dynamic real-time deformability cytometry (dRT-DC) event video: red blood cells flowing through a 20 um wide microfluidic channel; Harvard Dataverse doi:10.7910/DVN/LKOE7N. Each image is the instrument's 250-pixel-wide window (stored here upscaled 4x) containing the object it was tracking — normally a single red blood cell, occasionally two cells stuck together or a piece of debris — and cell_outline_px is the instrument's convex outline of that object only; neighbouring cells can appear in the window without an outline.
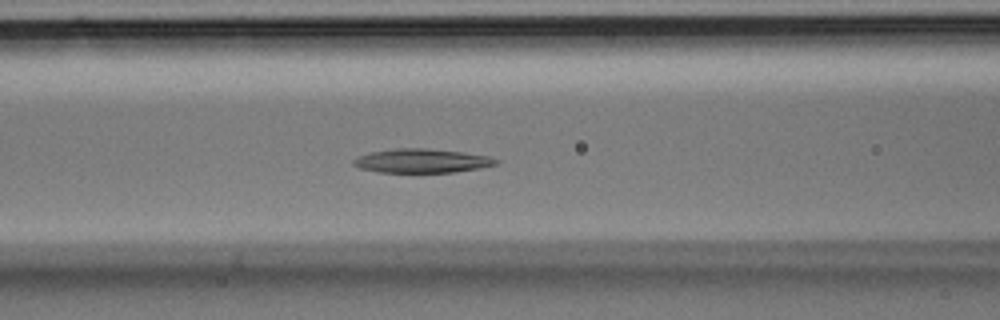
{"species": "Egyptian fruit bat (a non-hibernating species)", "species_latin": "Rousettus aegyptiacus", "temperature_condition": "room temperature", "stored_images_in_passage": 37, "segment_of_instrument_passage": [1, 2], "camera_frame_rate_fps": 3000, "um_per_image_px": 0.085, "animal": {"sex": "male"}, "frame": {"image": 1, "passage_image": 14, "time_ms": 4.333, "image_size_px": [1000, 320], "cell_outline_px": [[500, 164], [480, 168], [456, 172], [380, 172], [360, 168], [352, 164], [352, 160], [360, 156], [372, 152], [396, 148], [428, 148], [464, 152], [492, 156], [500, 160]], "centroid_in_image_um": [35.95, 13.66], "position_along_channel_um": 130.7, "area_um2": 20.06}}
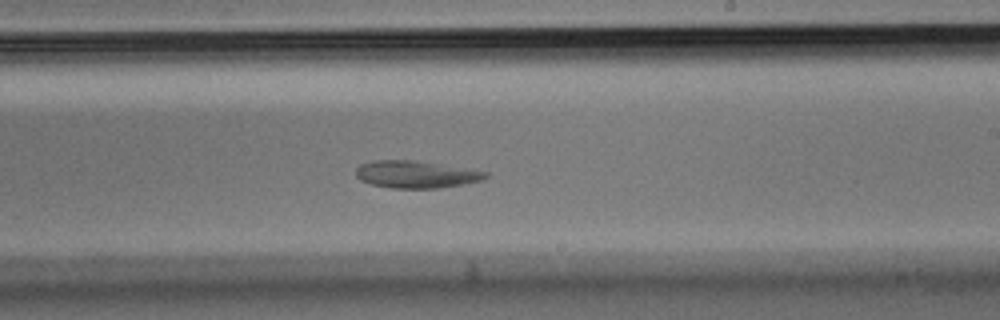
{"frame": {"image": 2, "passage_image": 21, "time_ms": 6.667, "image_size_px": [1000, 320], "cell_outline_px": [[488, 176], [480, 180], [460, 184], [436, 188], [392, 188], [372, 184], [360, 180], [356, 176], [356, 168], [360, 164], [372, 160], [416, 160], [488, 172]], "centroid_in_image_um": [35.29, 14.81], "position_along_channel_um": 253.7, "area_um2": 20.35}}
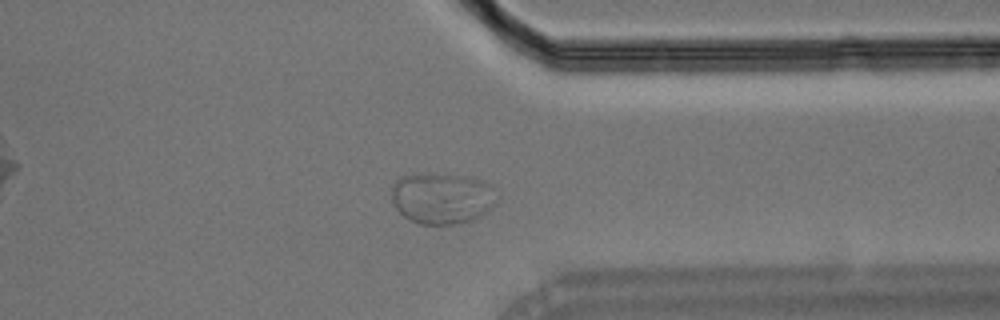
{"frame": {"image": 3, "passage_image": 28, "time_ms": 9.0, "image_size_px": [1000, 320], "cell_outline_px": [[500, 196], [496, 204], [488, 212], [472, 220], [456, 224], [420, 224], [408, 220], [396, 208], [392, 200], [392, 184], [400, 176], [472, 176], [484, 180]], "centroid_in_image_um": [37.63, 16.89], "position_along_channel_um": 373.8, "area_um2": 31.27}}